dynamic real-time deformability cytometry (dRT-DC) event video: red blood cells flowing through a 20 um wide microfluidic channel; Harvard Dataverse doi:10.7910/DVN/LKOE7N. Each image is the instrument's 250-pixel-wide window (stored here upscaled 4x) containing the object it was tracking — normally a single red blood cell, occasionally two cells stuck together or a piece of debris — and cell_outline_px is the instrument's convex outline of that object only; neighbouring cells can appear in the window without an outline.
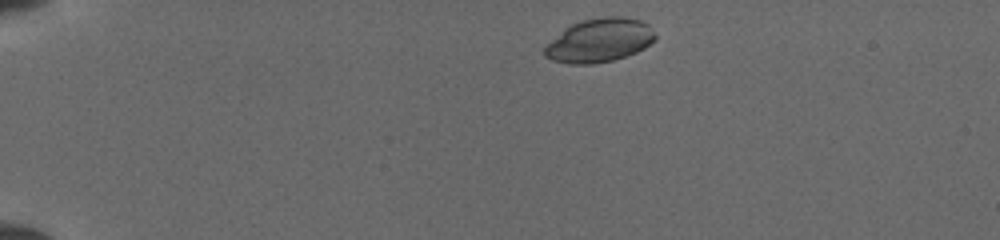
{"species": "common noctule bat (a hibernating species)", "species_latin": "Nyctalus noctula", "temperature_condition": "cold", "stored_images_in_passage": 8, "camera_frame_rate_fps": 3000, "um_per_image_px": 0.085, "animal": {"sex": "female", "body_mass_g": 19.5, "forearm_length_mm": 54.1}, "frame": {"image": 1, "passage_image": 1, "time_ms": 0.0, "image_size_px": [1000, 240], "cell_outline_px": [[656, 40], [644, 48], [636, 52], [612, 60], [592, 64], [568, 64], [552, 60], [544, 56], [544, 48], [564, 28], [572, 24], [584, 20], [604, 16], [620, 16], [640, 20], [648, 24], [656, 36]], "centroid_in_image_um": [50.96, 3.43], "position_along_channel_um": 34.0, "area_um2": 28.03}}
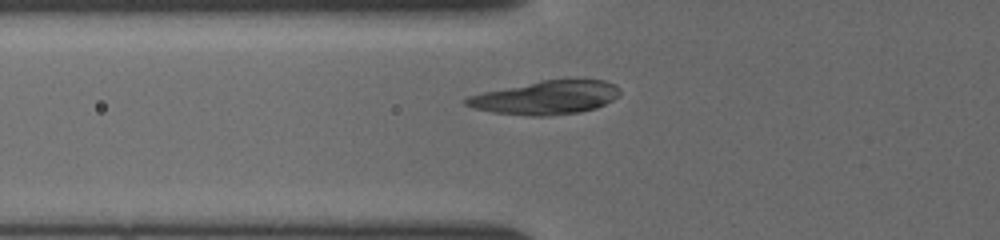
{"frame": {"image": 2, "passage_image": 5, "time_ms": 3.0, "image_size_px": [1000, 240], "cell_outline_px": [[620, 96], [596, 108], [580, 112], [548, 116], [528, 116], [492, 112], [476, 108], [464, 104], [464, 100], [468, 96], [484, 92], [540, 80], [604, 80], [620, 88]], "centroid_in_image_um": [46.42, 8.3], "position_along_channel_um": 79.4, "area_um2": 29.88}}
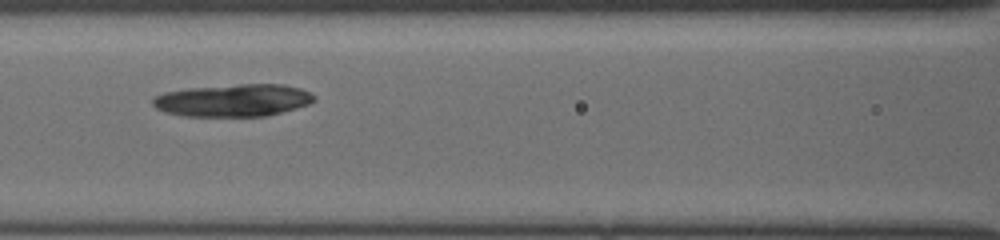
{"frame": {"image": 3, "passage_image": 7, "time_ms": 4.667, "image_size_px": [1000, 240], "cell_outline_px": [[316, 100], [308, 104], [296, 108], [264, 116], [184, 116], [164, 112], [156, 108], [152, 104], [152, 100], [156, 96], [164, 92], [188, 88], [240, 84], [284, 84], [300, 88], [316, 96]], "centroid_in_image_um": [19.81, 8.52], "position_along_channel_um": 146.8, "area_um2": 30.46}}